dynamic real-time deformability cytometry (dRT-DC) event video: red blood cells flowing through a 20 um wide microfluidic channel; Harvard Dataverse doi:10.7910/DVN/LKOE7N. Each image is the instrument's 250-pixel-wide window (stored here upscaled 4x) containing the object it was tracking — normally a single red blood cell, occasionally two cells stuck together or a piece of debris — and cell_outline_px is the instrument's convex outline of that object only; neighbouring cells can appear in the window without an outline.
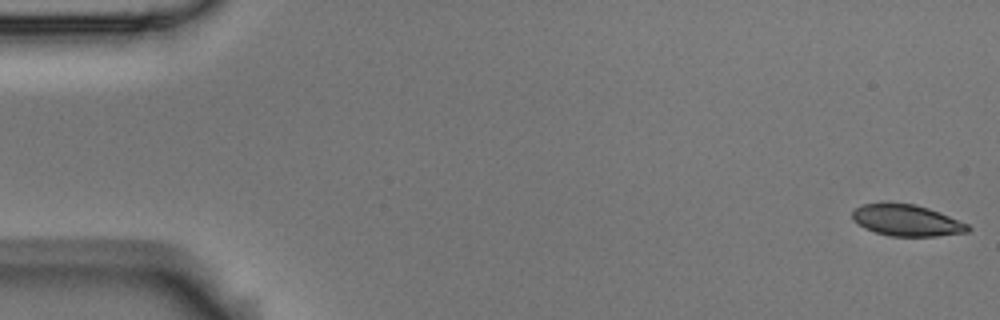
{"species": "Egyptian fruit bat (a non-hibernating species)", "species_latin": "Rousettus aegyptiacus", "temperature_condition": "room temperature", "stored_images_in_passage": 55, "camera_frame_rate_fps": 3000, "um_per_image_px": 0.085, "animal": {"sex": "male"}, "frame": {"image": 1, "passage_image": 1, "time_ms": 0.0, "image_size_px": [1000, 320], "cell_outline_px": [[972, 228], [968, 232], [936, 236], [892, 236], [876, 232], [864, 228], [856, 224], [852, 220], [852, 212], [860, 204], [916, 204], [928, 208], [968, 224]], "centroid_in_image_um": [77.06, 18.75], "position_along_channel_um": 7.9, "area_um2": 20.87}}
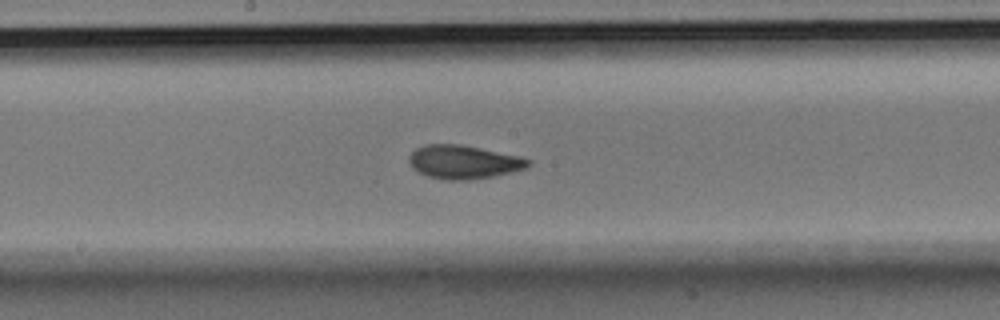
{"frame": {"image": 2, "passage_image": 29, "time_ms": 9.333, "image_size_px": [1000, 320], "cell_outline_px": [[532, 164], [524, 168], [512, 172], [492, 176], [468, 180], [444, 180], [428, 176], [412, 168], [408, 160], [408, 156], [416, 148], [424, 144], [460, 144], [520, 156], [532, 160]], "centroid_in_image_um": [39.4, 13.76], "position_along_channel_um": 208.8, "area_um2": 23.35}}
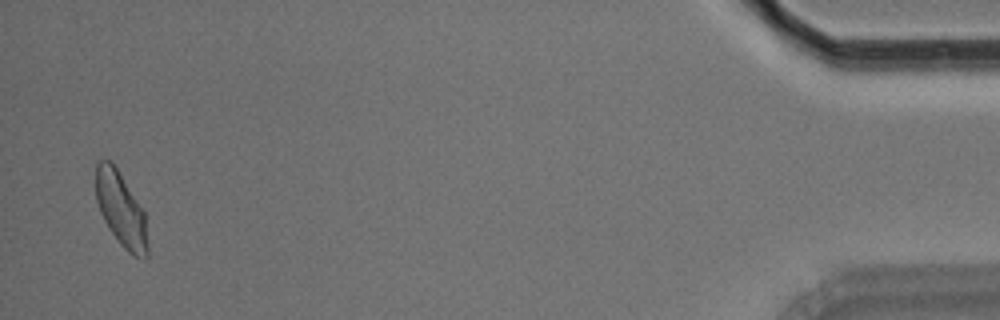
{"frame": {"image": 3, "passage_image": 54, "time_ms": 17.667, "image_size_px": [1000, 320], "cell_outline_px": [[148, 256], [136, 256], [128, 252], [120, 244], [108, 228], [100, 212], [96, 200], [96, 164], [100, 160], [112, 160], [144, 212], [148, 244]], "centroid_in_image_um": [10.26, 17.79], "position_along_channel_um": 424.9, "area_um2": 22.2}, "authors_computed_cell_mechanics": {"area_um2": 22.4264, "velocity_mm_per_s": 3.6246, "shape_relaxation_time_tau1_ms": 5.4217, "shape_relaxation_time_tau2_ms": 1.6037, "deformation_change_tau1": 0.1357, "deformation_change_tau2": 0.0527}}